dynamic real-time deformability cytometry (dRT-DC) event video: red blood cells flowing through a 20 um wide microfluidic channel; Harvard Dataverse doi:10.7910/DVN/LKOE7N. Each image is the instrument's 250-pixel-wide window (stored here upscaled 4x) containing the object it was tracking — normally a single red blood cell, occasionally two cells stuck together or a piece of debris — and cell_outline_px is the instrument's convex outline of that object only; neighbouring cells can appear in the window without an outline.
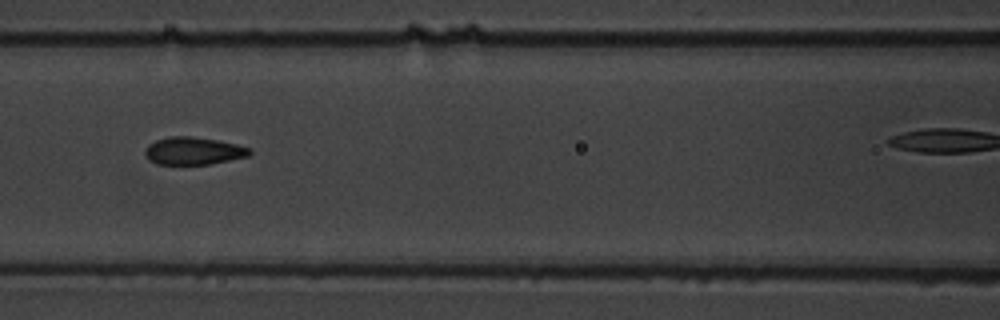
{"species": "common noctule bat (a hibernating species)", "species_latin": "Nyctalus noctula", "temperature_condition": "warm", "stored_images_in_passage": 12, "camera_frame_rate_fps": 3000, "um_per_image_px": 0.085, "animal": {"sex": "male", "body_mass_g": 19.5, "forearm_length_mm": 54.6}, "frame": {"image": 1, "passage_image": 3, "time_ms": 2.333, "image_size_px": [1000, 320], "cell_outline_px": [[252, 152], [248, 156], [208, 164], [156, 164], [148, 160], [144, 152], [148, 144], [156, 140], [168, 136], [192, 136], [216, 140], [236, 144], [252, 148]], "centroid_in_image_um": [16.42, 12.82], "position_along_channel_um": 150.2, "area_um2": 16.82}}
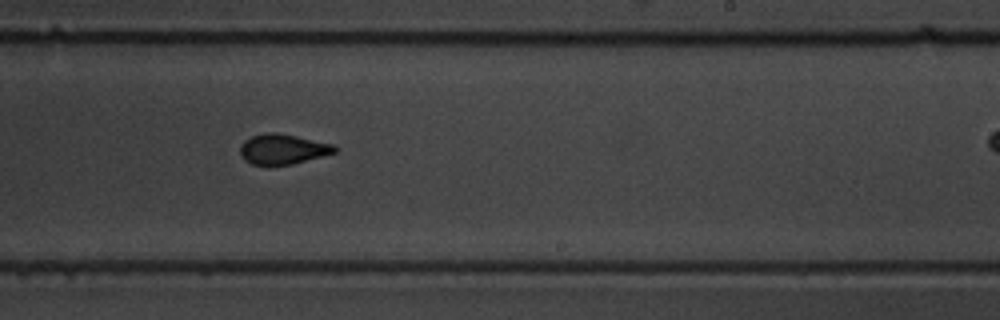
{"frame": {"image": 2, "passage_image": 6, "time_ms": 5.667, "image_size_px": [1000, 320], "cell_outline_px": [[340, 148], [336, 152], [292, 164], [268, 168], [252, 164], [244, 160], [240, 156], [240, 144], [244, 140], [252, 136], [268, 132], [276, 132], [296, 136], [332, 144]], "centroid_in_image_um": [23.98, 12.71], "position_along_channel_um": 265.0, "area_um2": 17.05}}
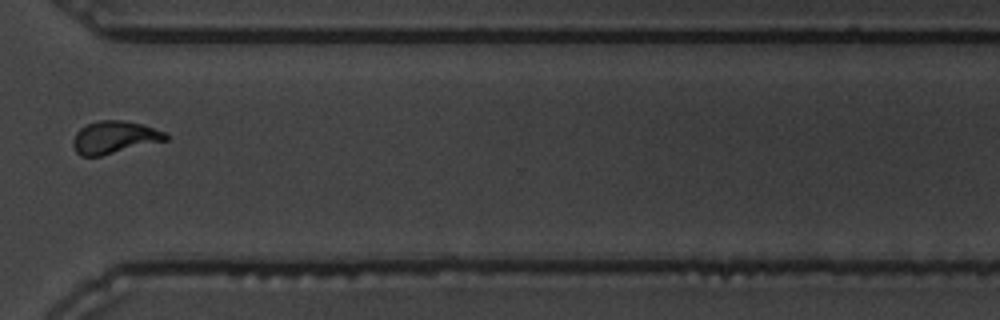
{"frame": {"image": 3, "passage_image": 9, "time_ms": 10.333, "image_size_px": [1000, 320], "cell_outline_px": [[168, 140], [100, 156], [80, 156], [76, 152], [72, 144], [72, 140], [76, 132], [80, 128], [96, 120], [120, 120], [140, 124], [164, 132], [168, 136]], "centroid_in_image_um": [9.68, 11.68], "position_along_channel_um": 360.9, "area_um2": 17.46}, "authors_computed_cell_mechanics": {"area_um2": 17.1377, "velocity_mm_per_s": 3.4418, "shape_relaxation_time_tau1_ms": 2.4064, "shape_relaxation_time_tau2_ms": 0.4406, "deformation_change_tau1": 0.0852, "deformation_change_tau2": 0.0454}}